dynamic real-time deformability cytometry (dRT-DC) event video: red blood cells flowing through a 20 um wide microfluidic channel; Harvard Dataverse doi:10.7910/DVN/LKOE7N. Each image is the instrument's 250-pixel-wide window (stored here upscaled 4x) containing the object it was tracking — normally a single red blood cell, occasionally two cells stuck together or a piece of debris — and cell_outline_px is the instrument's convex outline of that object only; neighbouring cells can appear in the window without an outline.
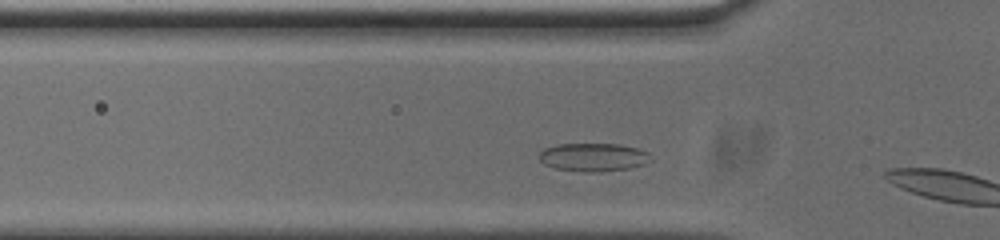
{"species": "common noctule bat (a hibernating species)", "species_latin": "Nyctalus noctula", "temperature_condition": "cold", "stored_images_in_passage": 7, "camera_frame_rate_fps": 3000, "um_per_image_px": 0.085, "animal": {"sex": "male", "body_mass_g": 20.0, "forearm_length_mm": 53.3}, "frame": {"image": 1, "passage_image": 5, "time_ms": 1.333, "image_size_px": [1000, 240], "cell_outline_px": [[652, 160], [644, 164], [628, 168], [600, 172], [584, 172], [556, 168], [544, 164], [540, 160], [540, 152], [544, 148], [556, 144], [620, 144], [636, 148], [648, 152]], "centroid_in_image_um": [50.43, 13.36], "position_along_channel_um": 75.4, "area_um2": 18.32}}